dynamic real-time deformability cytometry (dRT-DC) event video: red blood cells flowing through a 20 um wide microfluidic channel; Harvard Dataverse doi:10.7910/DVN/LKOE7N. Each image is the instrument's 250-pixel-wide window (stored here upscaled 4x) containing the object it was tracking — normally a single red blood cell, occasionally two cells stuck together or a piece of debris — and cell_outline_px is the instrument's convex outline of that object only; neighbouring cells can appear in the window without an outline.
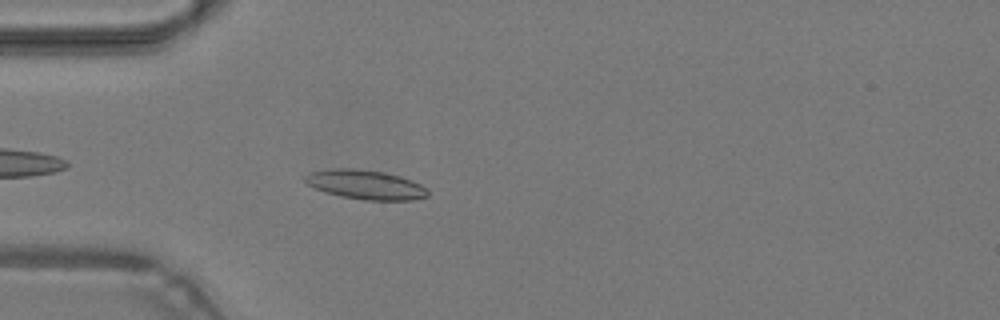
{"species": "common noctule bat (a hibernating species)", "species_latin": "Nyctalus noctula", "temperature_condition": "warm", "stored_images_in_passage": 33, "camera_frame_rate_fps": 3000, "um_per_image_px": 0.085, "animal": {"sex": "male", "body_mass_g": 19.2, "forearm_length_mm": 51.8}, "frame": {"image": 1, "passage_image": 4, "time_ms": 1.0, "image_size_px": [1000, 320], "cell_outline_px": [[428, 196], [412, 200], [364, 200], [340, 196], [324, 192], [308, 184], [304, 180], [304, 176], [312, 172], [332, 168], [352, 168], [384, 172], [400, 176], [412, 180], [428, 188]], "centroid_in_image_um": [31.09, 15.7], "position_along_channel_um": 53.9, "area_um2": 20.98}}
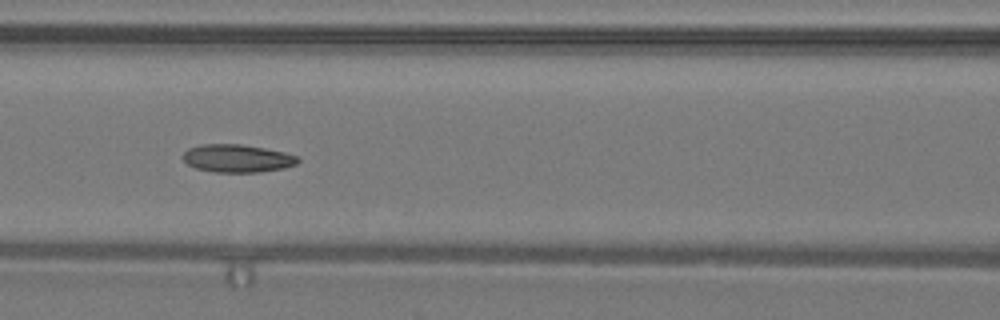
{"frame": {"image": 2, "passage_image": 11, "time_ms": 3.333, "image_size_px": [1000, 320], "cell_outline_px": [[300, 160], [296, 164], [284, 168], [260, 172], [216, 172], [196, 168], [188, 164], [184, 160], [184, 152], [188, 148], [200, 144], [240, 144], [264, 148], [284, 152], [296, 156]], "centroid_in_image_um": [20.17, 13.46], "position_along_channel_um": 146.4, "area_um2": 18.55}}
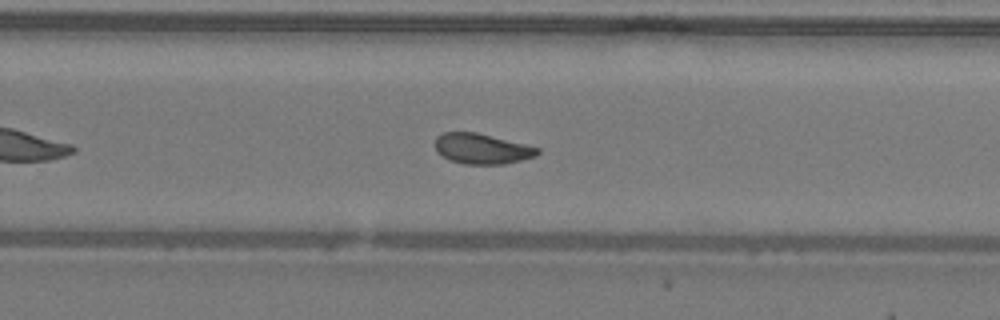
{"frame": {"image": 3, "passage_image": 21, "time_ms": 6.667, "image_size_px": [1000, 320], "cell_outline_px": [[540, 152], [536, 156], [504, 164], [464, 164], [452, 160], [436, 152], [436, 136], [444, 132], [476, 132], [540, 148]], "centroid_in_image_um": [40.96, 12.64], "position_along_channel_um": 288.8, "area_um2": 17.92}, "authors_computed_cell_mechanics": {"area_um2": 18.8428, "velocity_mm_per_s": 4.2924, "shape_relaxation_time_tau1_ms": 9.7621, "shape_relaxation_time_tau2_ms": 2.2225, "deformation_change_tau1": 0.1989, "deformation_change_tau2": 0.0888}}